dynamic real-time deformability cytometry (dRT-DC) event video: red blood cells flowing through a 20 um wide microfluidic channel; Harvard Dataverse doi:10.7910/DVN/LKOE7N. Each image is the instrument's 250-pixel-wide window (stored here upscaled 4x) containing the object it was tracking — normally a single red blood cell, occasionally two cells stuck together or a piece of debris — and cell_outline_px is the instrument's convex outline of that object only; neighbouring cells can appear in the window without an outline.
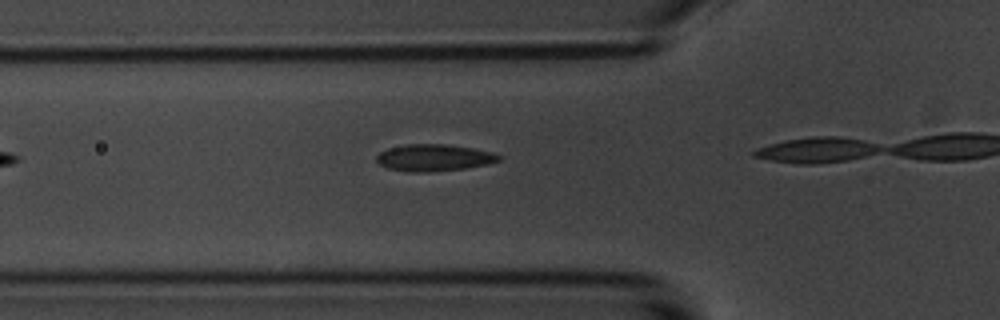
{"species": "common noctule bat (a hibernating species)", "species_latin": "Nyctalus noctula", "temperature_condition": "room temperature", "stored_images_in_passage": 7, "camera_frame_rate_fps": 3000, "um_per_image_px": 0.085, "animal": {"sex": "male", "body_mass_g": 20.1, "forearm_length_mm": 53.5}, "frame": {"image": 1, "passage_image": 2, "time_ms": 0.333, "image_size_px": [1000, 320], "cell_outline_px": [[500, 160], [488, 164], [468, 168], [428, 172], [408, 172], [388, 168], [380, 164], [376, 160], [376, 156], [380, 152], [388, 148], [408, 144], [444, 144], [472, 148], [492, 152], [500, 156]], "centroid_in_image_um": [36.88, 13.41], "position_along_channel_um": 88.9, "area_um2": 19.07}}
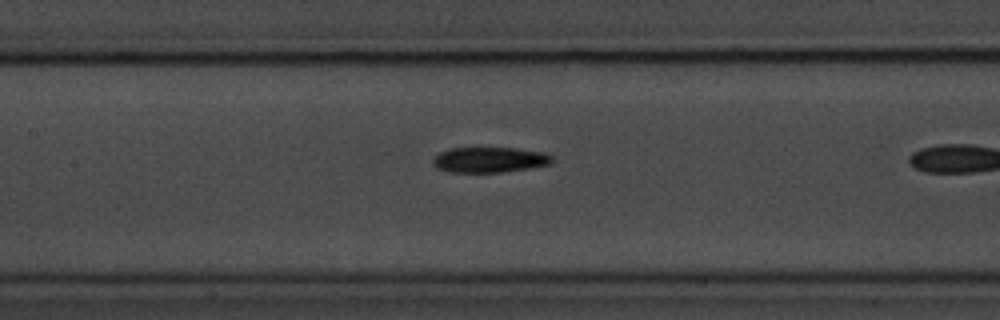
{"frame": {"image": 2, "passage_image": 5, "time_ms": 1.333, "image_size_px": [1000, 320], "cell_outline_px": [[552, 164], [528, 168], [500, 172], [448, 172], [436, 168], [432, 164], [432, 160], [440, 152], [452, 148], [516, 148], [544, 152], [552, 156]], "centroid_in_image_um": [41.6, 13.58], "position_along_channel_um": 165.8, "area_um2": 17.63}}